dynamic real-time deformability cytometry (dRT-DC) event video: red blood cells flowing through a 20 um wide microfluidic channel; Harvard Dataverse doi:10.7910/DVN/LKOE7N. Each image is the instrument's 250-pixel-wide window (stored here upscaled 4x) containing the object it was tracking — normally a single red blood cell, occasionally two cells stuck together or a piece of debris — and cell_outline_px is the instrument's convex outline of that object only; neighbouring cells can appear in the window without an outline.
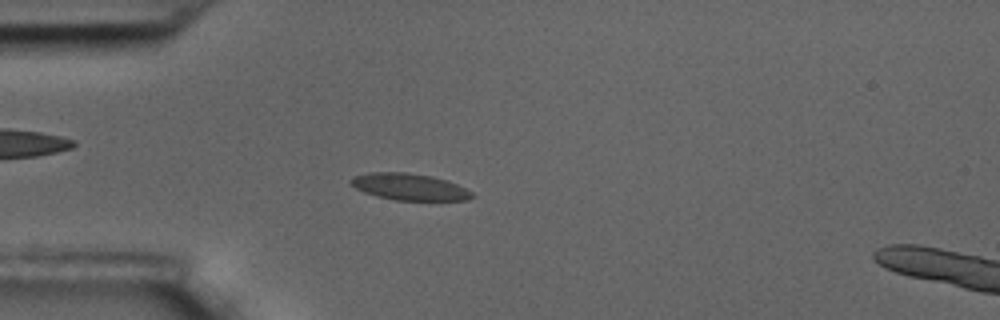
{"species": "common noctule bat (a hibernating species)", "species_latin": "Nyctalus noctula", "temperature_condition": "room temperature", "stored_images_in_passage": 49, "camera_frame_rate_fps": 3000, "um_per_image_px": 0.085, "animal": {"sex": "male", "body_mass_g": 17.5, "forearm_length_mm": 52.3}, "frame": {"image": 1, "passage_image": 7, "time_ms": 2.0, "image_size_px": [1000, 320], "cell_outline_px": [[476, 196], [468, 200], [396, 200], [364, 192], [356, 188], [348, 180], [352, 176], [368, 172], [408, 172], [432, 176], [448, 180], [472, 192]], "centroid_in_image_um": [34.81, 15.86], "position_along_channel_um": 50.2, "area_um2": 18.84}}
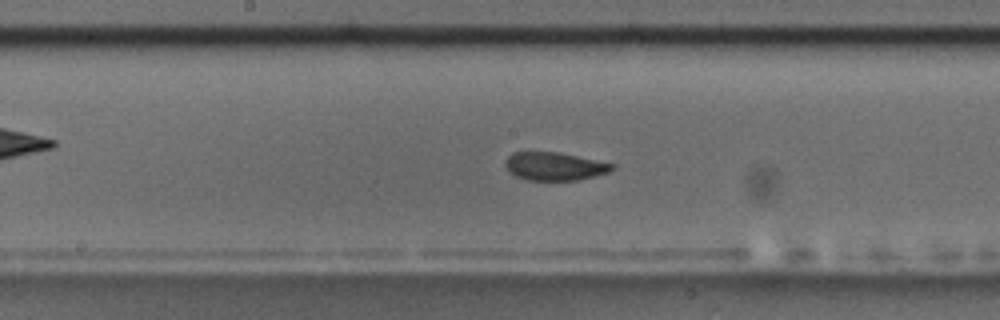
{"frame": {"image": 2, "passage_image": 21, "time_ms": 6.667, "image_size_px": [1000, 320], "cell_outline_px": [[616, 168], [608, 172], [596, 176], [576, 180], [528, 180], [516, 176], [508, 172], [504, 164], [504, 160], [512, 152], [556, 152], [616, 164]], "centroid_in_image_um": [47.12, 14.14], "position_along_channel_um": 201.1, "area_um2": 17.57}}
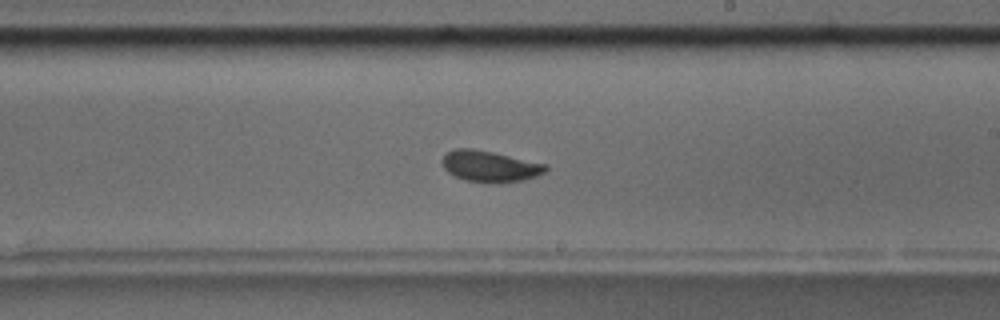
{"frame": {"image": 3, "passage_image": 25, "time_ms": 8.0, "image_size_px": [1000, 320], "cell_outline_px": [[548, 168], [544, 172], [536, 176], [524, 180], [464, 180], [448, 172], [444, 168], [440, 160], [448, 152], [456, 148], [472, 148], [492, 152], [548, 164]], "centroid_in_image_um": [41.62, 14.08], "position_along_channel_um": 247.4, "area_um2": 18.03}, "authors_computed_cell_mechanics": {"area_um2": 18.3226, "velocity_mm_per_s": 3.4888, "shape_relaxation_time_tau1_ms": 9.0933, "shape_relaxation_time_tau2_ms": 1.1536, "deformation_change_tau1": 0.1545, "deformation_change_tau2": 0.0671}}